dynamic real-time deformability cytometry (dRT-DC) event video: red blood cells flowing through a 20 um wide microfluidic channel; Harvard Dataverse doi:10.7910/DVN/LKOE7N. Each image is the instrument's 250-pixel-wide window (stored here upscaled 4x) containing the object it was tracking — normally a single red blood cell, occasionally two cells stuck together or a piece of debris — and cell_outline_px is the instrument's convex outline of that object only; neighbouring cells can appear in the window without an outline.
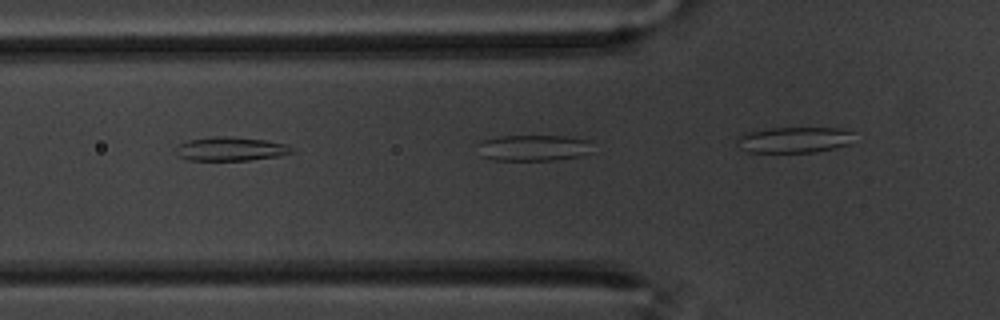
{"species": "common noctule bat (a hibernating species)", "species_latin": "Nyctalus noctula", "temperature_condition": "warm", "stored_images_in_passage": 3, "camera_frame_rate_fps": 3000, "um_per_image_px": 0.085, "animal": {"sex": "male", "body_mass_g": 20.1, "forearm_length_mm": 53.5}, "frame": {"image": 1, "passage_image": 3, "time_ms": 0.667, "image_size_px": [1000, 320], "cell_outline_px": [[592, 152], [580, 156], [552, 160], [496, 160], [480, 156], [476, 144], [480, 140], [500, 136], [564, 136], [588, 140]], "centroid_in_image_um": [45.28, 12.57], "position_along_channel_um": 80.5, "area_um2": 17.57}}